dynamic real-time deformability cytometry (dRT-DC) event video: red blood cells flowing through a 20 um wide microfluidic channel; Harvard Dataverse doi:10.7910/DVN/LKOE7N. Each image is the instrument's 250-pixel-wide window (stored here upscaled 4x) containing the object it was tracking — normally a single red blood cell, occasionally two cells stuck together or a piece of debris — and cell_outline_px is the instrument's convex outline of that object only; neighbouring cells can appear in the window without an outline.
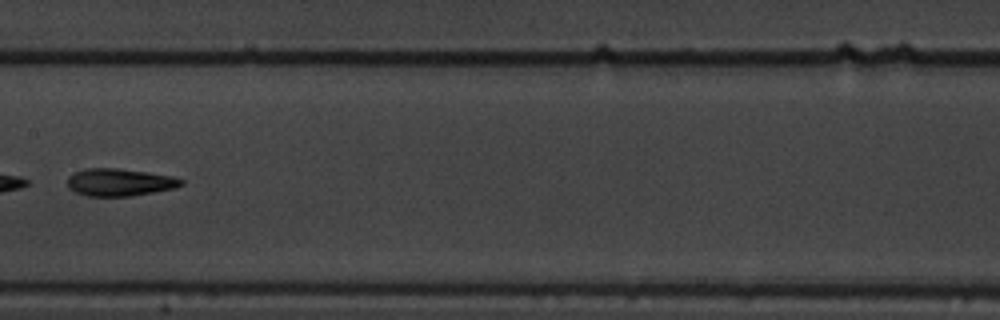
{"species": "common noctule bat (a hibernating species)", "species_latin": "Nyctalus noctula", "temperature_condition": "warm", "stored_images_in_passage": 11, "camera_frame_rate_fps": 3000, "um_per_image_px": 0.085, "animal": {"sex": "male", "body_mass_g": 19.5, "forearm_length_mm": 54.6}, "frame": {"image": 1, "passage_image": 8, "time_ms": 2.333, "image_size_px": [1000, 320], "cell_outline_px": [[184, 184], [176, 188], [132, 196], [88, 196], [76, 192], [68, 188], [68, 176], [84, 168], [116, 168], [148, 172], [172, 176], [184, 180]], "centroid_in_image_um": [10.19, 15.49], "position_along_channel_um": 197.2, "area_um2": 18.26}}
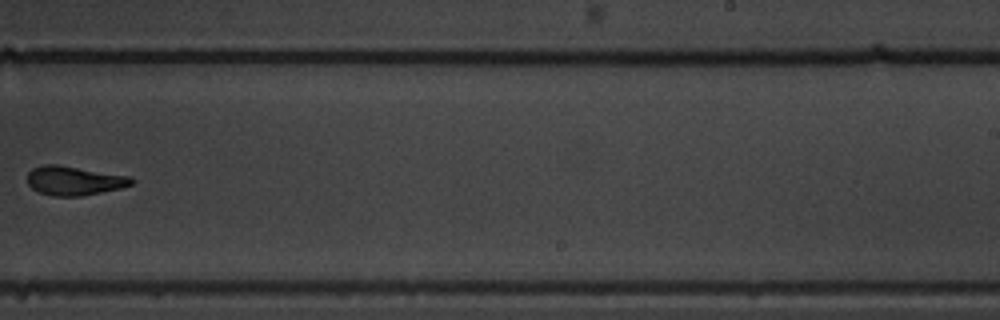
{"frame": {"image": 2, "passage_image": 10, "time_ms": 3.0, "image_size_px": [1000, 320], "cell_outline_px": [[136, 180], [132, 184], [120, 188], [80, 196], [52, 196], [40, 192], [32, 188], [28, 184], [28, 172], [32, 168], [44, 164], [56, 164], [132, 176]], "centroid_in_image_um": [6.32, 15.34], "position_along_channel_um": 282.7, "area_um2": 17.69}}
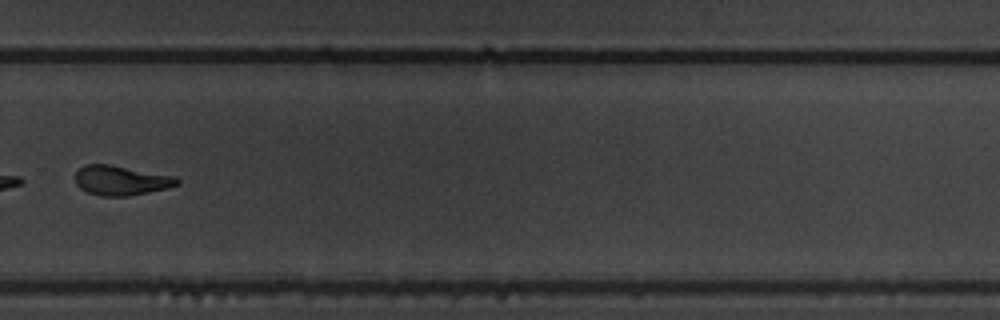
{"frame": {"image": 3, "passage_image": 11, "time_ms": 3.333, "image_size_px": [1000, 320], "cell_outline_px": [[180, 184], [168, 188], [128, 196], [100, 196], [88, 192], [80, 188], [76, 184], [72, 176], [84, 164], [108, 164], [176, 176], [180, 180]], "centroid_in_image_um": [10.27, 15.33], "position_along_channel_um": 319.5, "area_um2": 17.8}}